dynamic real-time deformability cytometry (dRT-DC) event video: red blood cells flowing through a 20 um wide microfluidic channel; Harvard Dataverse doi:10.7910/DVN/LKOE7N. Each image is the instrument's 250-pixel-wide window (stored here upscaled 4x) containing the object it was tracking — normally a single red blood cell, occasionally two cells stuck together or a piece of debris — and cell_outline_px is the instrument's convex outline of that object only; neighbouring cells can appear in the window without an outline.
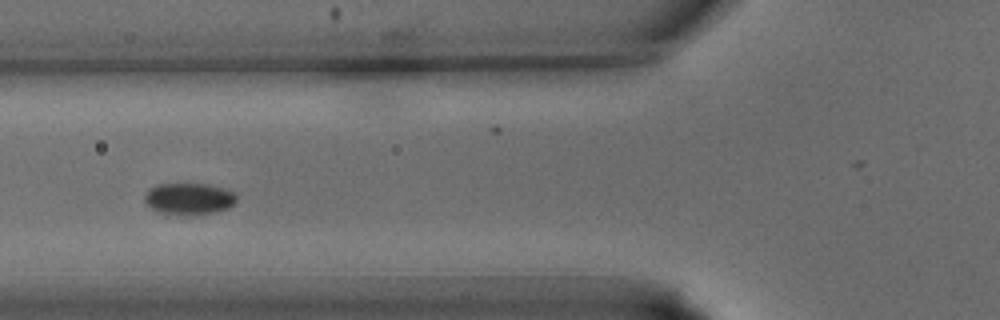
{"species": "common noctule bat (a hibernating species)", "species_latin": "Nyctalus noctula", "temperature_condition": "warm", "stored_images_in_passage": 29, "camera_frame_rate_fps": 3000, "um_per_image_px": 0.085, "animal": {"sex": "male", "body_mass_g": 15.6}, "frame": {"image": 1, "passage_image": 5, "time_ms": 1.333, "image_size_px": [1000, 320], "cell_outline_px": [[236, 200], [228, 208], [216, 212], [188, 216], [156, 212], [144, 200], [144, 196], [148, 188], [156, 184], [208, 184], [224, 188], [232, 192], [236, 196]], "centroid_in_image_um": [16.03, 16.9], "position_along_channel_um": 109.8, "area_um2": 17.11}}
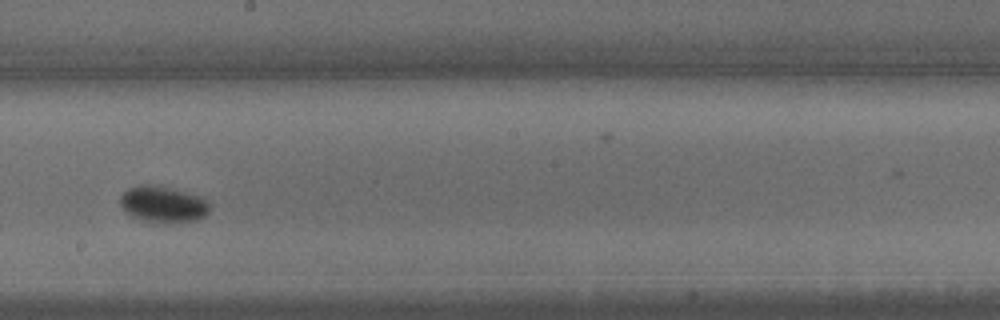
{"frame": {"image": 2, "passage_image": 12, "time_ms": 3.667, "image_size_px": [1000, 320], "cell_outline_px": [[208, 212], [204, 216], [196, 220], [172, 224], [148, 220], [132, 216], [124, 212], [120, 204], [120, 196], [128, 188], [140, 184], [152, 184], [172, 188], [200, 196], [208, 200]], "centroid_in_image_um": [13.85, 17.35], "position_along_channel_um": 234.4, "area_um2": 19.02}}
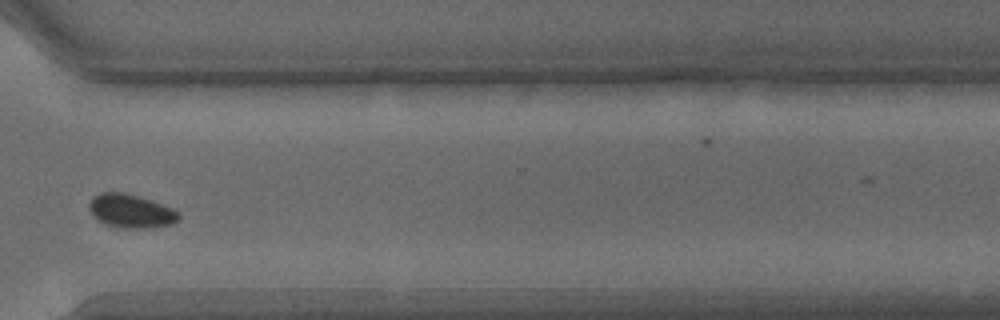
{"frame": {"image": 3, "passage_image": 19, "time_ms": 6.0, "image_size_px": [1000, 320], "cell_outline_px": [[180, 216], [172, 224], [148, 228], [124, 228], [108, 224], [92, 216], [88, 208], [88, 204], [92, 196], [100, 192], [120, 192], [136, 196], [172, 208], [180, 212]], "centroid_in_image_um": [11.09, 17.94], "position_along_channel_um": 359.5, "area_um2": 17.28}}